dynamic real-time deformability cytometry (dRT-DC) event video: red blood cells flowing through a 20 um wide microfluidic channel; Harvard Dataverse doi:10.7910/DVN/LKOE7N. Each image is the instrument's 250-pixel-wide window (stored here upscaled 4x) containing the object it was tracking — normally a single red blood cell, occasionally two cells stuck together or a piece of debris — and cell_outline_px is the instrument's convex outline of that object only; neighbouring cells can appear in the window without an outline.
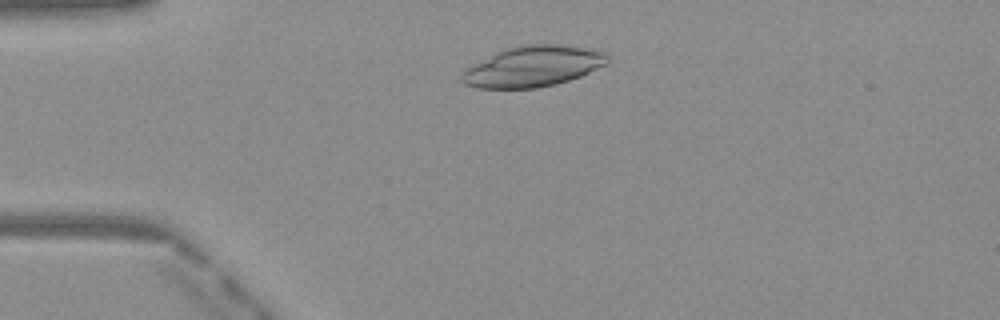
{"species": "Egyptian fruit bat (a non-hibernating species)", "species_latin": "Rousettus aegyptiacus", "temperature_condition": "warm", "stored_images_in_passage": 44, "camera_frame_rate_fps": 3000, "um_per_image_px": 0.085, "frame": {"image": 1, "passage_image": 6, "time_ms": 1.667, "image_size_px": [1000, 320], "cell_outline_px": [[608, 64], [580, 76], [556, 84], [536, 88], [476, 88], [464, 84], [460, 80], [460, 76], [468, 68], [496, 52], [504, 48], [524, 44], [556, 44], [584, 48], [604, 52], [608, 56]], "centroid_in_image_um": [45.3, 5.65], "position_along_channel_um": 39.7, "area_um2": 34.33}}
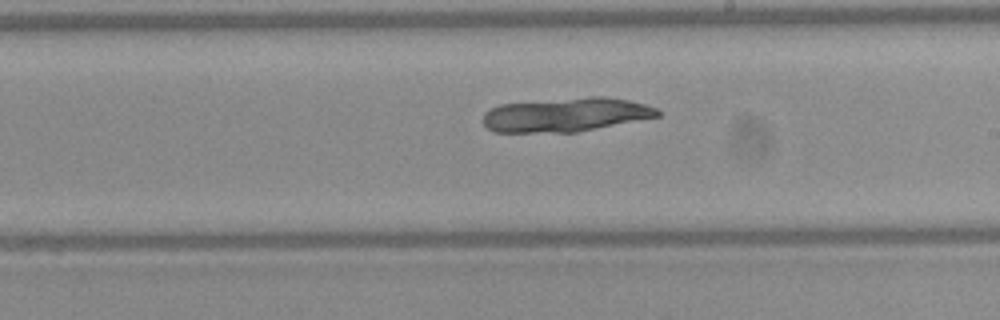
{"frame": {"image": 2, "passage_image": 23, "time_ms": 7.333, "image_size_px": [1000, 320], "cell_outline_px": [[660, 116], [576, 132], [492, 132], [484, 124], [484, 112], [500, 104], [592, 96], [604, 96], [628, 100], [644, 104], [656, 108], [660, 112]], "centroid_in_image_um": [48.09, 9.75], "position_along_channel_um": 240.9, "area_um2": 34.33}}
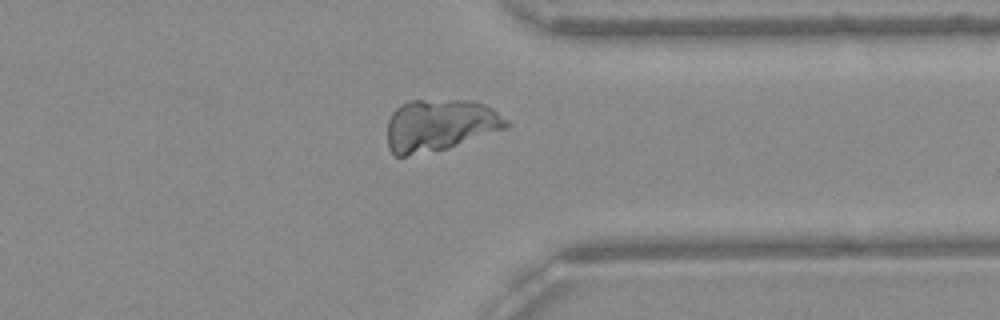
{"frame": {"image": 3, "passage_image": 33, "time_ms": 10.667, "image_size_px": [1000, 320], "cell_outline_px": [[508, 128], [448, 148], [404, 156], [396, 156], [388, 148], [388, 120], [392, 112], [400, 104], [412, 100], [468, 100], [484, 104], [492, 108], [508, 120]], "centroid_in_image_um": [37.39, 10.63], "position_along_channel_um": 374.0, "area_um2": 35.95}}